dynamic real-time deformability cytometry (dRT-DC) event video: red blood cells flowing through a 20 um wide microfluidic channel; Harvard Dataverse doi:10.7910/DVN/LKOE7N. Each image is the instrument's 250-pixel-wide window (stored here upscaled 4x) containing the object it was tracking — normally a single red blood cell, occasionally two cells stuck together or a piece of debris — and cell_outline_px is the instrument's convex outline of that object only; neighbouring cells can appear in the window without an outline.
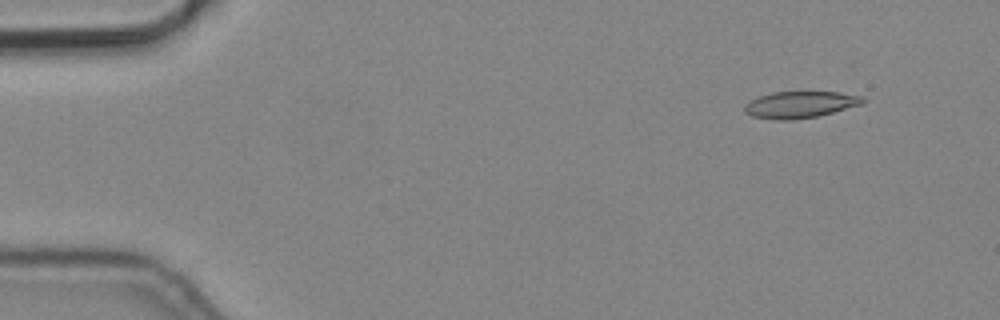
{"species": "common noctule bat (a hibernating species)", "species_latin": "Nyctalus noctula", "temperature_condition": "cold", "stored_images_in_passage": 5, "segment_of_instrument_passage": [1, 2], "camera_frame_rate_fps": 3000, "um_per_image_px": 0.085, "animal": {"sex": "male", "body_mass_g": 19.2, "forearm_length_mm": 51.8}, "frame": {"image": 1, "passage_image": 1, "time_ms": 0.0, "image_size_px": [1000, 320], "cell_outline_px": [[868, 100], [864, 104], [816, 116], [792, 120], [776, 120], [752, 116], [744, 112], [744, 104], [748, 100], [756, 96], [772, 92], [840, 92], [864, 96]], "centroid_in_image_um": [68.0, 8.88], "position_along_channel_um": 17.0, "area_um2": 18.67}}